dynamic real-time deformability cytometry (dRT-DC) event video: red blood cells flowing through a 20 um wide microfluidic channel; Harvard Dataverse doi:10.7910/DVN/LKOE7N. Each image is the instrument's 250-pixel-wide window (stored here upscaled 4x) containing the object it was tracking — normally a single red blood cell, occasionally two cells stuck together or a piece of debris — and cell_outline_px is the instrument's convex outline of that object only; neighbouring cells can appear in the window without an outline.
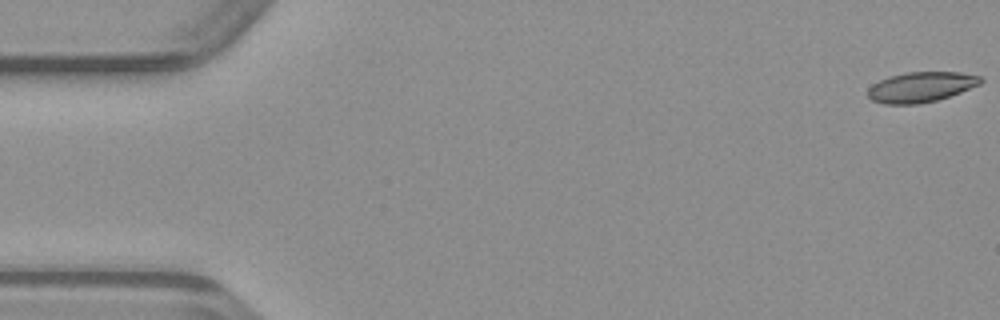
{"species": "common noctule bat (a hibernating species)", "species_latin": "Nyctalus noctula", "temperature_condition": "warm", "stored_images_in_passage": 50, "camera_frame_rate_fps": 3000, "um_per_image_px": 0.085, "animal": {"sex": "male", "body_mass_g": 23.1, "forearm_length_mm": 52.7}, "frame": {"image": 1, "passage_image": 1, "time_ms": 0.0, "image_size_px": [1000, 320], "cell_outline_px": [[984, 80], [980, 84], [960, 92], [936, 100], [920, 104], [884, 104], [872, 100], [868, 96], [868, 88], [872, 84], [888, 76], [908, 72], [960, 72], [980, 76]], "centroid_in_image_um": [78.27, 7.39], "position_along_channel_um": 6.7, "area_um2": 19.83}}
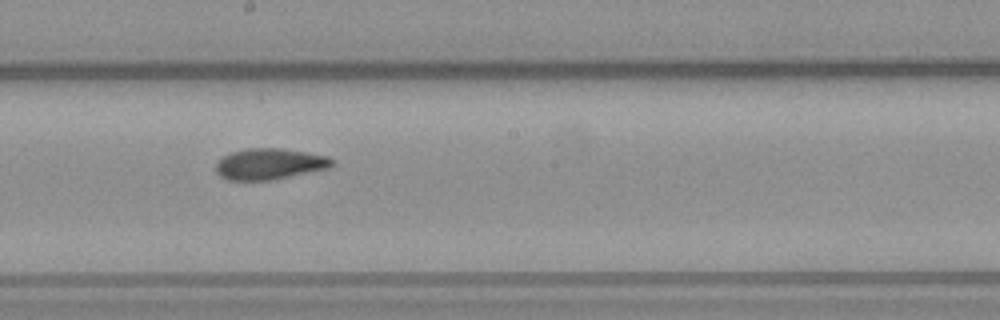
{"frame": {"image": 2, "passage_image": 27, "time_ms": 8.667, "image_size_px": [1000, 320], "cell_outline_px": [[332, 164], [328, 168], [272, 180], [228, 180], [220, 176], [216, 172], [216, 164], [224, 156], [232, 152], [244, 148], [280, 148], [328, 156], [332, 160]], "centroid_in_image_um": [22.88, 13.93], "position_along_channel_um": 225.3, "area_um2": 20.81}}
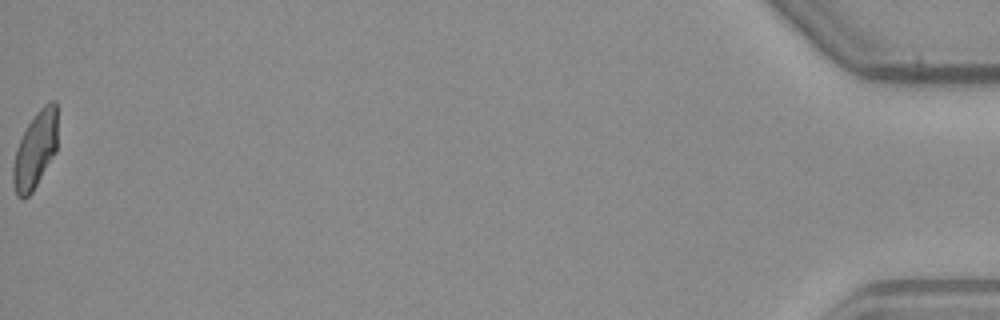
{"frame": {"image": 3, "passage_image": 50, "time_ms": 16.333, "image_size_px": [1000, 320], "cell_outline_px": [[56, 152], [32, 192], [28, 196], [16, 196], [12, 180], [12, 168], [16, 148], [28, 124], [36, 112], [44, 104], [52, 100], [56, 100]], "centroid_in_image_um": [2.98, 12.74], "position_along_channel_um": 432.2, "area_um2": 19.65}}